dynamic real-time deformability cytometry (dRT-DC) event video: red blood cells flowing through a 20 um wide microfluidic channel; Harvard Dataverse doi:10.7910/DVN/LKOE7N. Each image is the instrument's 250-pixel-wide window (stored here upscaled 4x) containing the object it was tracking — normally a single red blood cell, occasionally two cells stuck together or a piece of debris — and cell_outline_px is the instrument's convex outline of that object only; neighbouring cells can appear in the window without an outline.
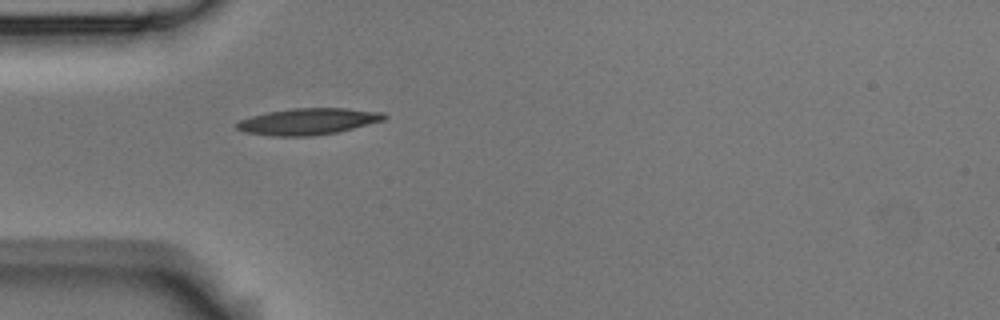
{"species": "Egyptian fruit bat (a non-hibernating species)", "species_latin": "Rousettus aegyptiacus", "temperature_condition": "room temperature", "stored_images_in_passage": 3, "camera_frame_rate_fps": 3000, "um_per_image_px": 0.085, "animal": {"sex": "male"}, "frame": {"image": 1, "passage_image": 3, "time_ms": 0.667, "image_size_px": [1000, 320], "cell_outline_px": [[388, 116], [384, 120], [336, 132], [312, 136], [272, 136], [244, 132], [236, 128], [236, 124], [240, 120], [252, 116], [268, 112], [292, 108], [344, 108], [384, 112]], "centroid_in_image_um": [26.19, 10.32], "position_along_channel_um": 58.8, "area_um2": 22.6}}